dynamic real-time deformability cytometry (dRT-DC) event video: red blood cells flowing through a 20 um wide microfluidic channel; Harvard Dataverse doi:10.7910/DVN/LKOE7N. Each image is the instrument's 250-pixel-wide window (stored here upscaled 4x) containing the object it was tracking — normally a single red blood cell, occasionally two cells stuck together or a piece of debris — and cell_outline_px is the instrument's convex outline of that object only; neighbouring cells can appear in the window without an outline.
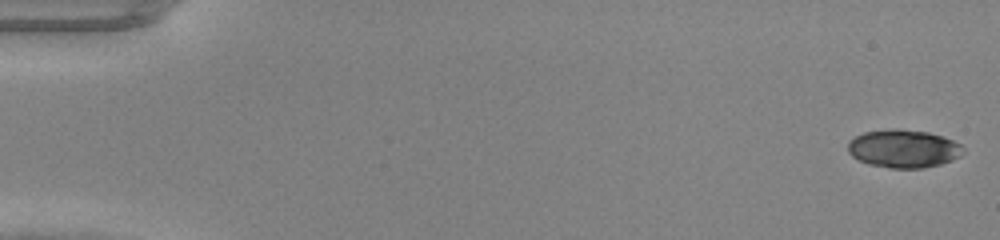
{"species": "common noctule bat (a hibernating species)", "species_latin": "Nyctalus noctula", "temperature_condition": "warm", "stored_images_in_passage": 48, "camera_frame_rate_fps": 3000, "um_per_image_px": 0.085, "animal": {"sex": "male", "body_mass_g": 20.0, "forearm_length_mm": 53.3}, "frame": {"image": 1, "passage_image": 1, "time_ms": 0.0, "image_size_px": [1000, 240], "cell_outline_px": [[964, 152], [960, 156], [952, 160], [940, 164], [924, 168], [888, 168], [868, 164], [852, 156], [848, 152], [848, 140], [864, 132], [896, 128], [928, 132], [944, 136], [960, 144], [964, 148]], "centroid_in_image_um": [76.8, 12.63], "position_along_channel_um": 8.2, "area_um2": 25.72}}
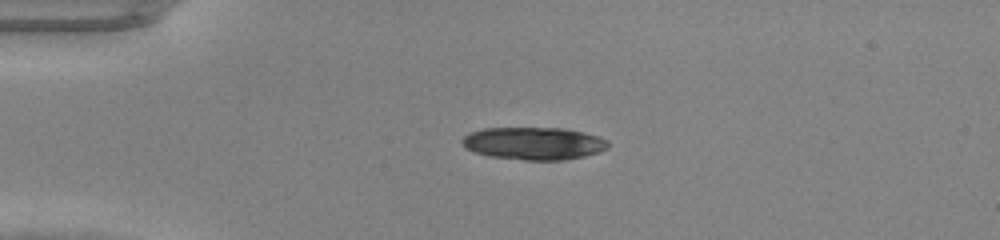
{"frame": {"image": 2, "passage_image": 12, "time_ms": 3.667, "image_size_px": [1000, 240], "cell_outline_px": [[608, 148], [600, 152], [584, 156], [564, 160], [524, 160], [488, 156], [472, 152], [464, 148], [460, 140], [468, 132], [484, 128], [564, 128], [584, 132], [608, 140]], "centroid_in_image_um": [45.33, 12.19], "position_along_channel_um": 39.7, "area_um2": 28.03}}